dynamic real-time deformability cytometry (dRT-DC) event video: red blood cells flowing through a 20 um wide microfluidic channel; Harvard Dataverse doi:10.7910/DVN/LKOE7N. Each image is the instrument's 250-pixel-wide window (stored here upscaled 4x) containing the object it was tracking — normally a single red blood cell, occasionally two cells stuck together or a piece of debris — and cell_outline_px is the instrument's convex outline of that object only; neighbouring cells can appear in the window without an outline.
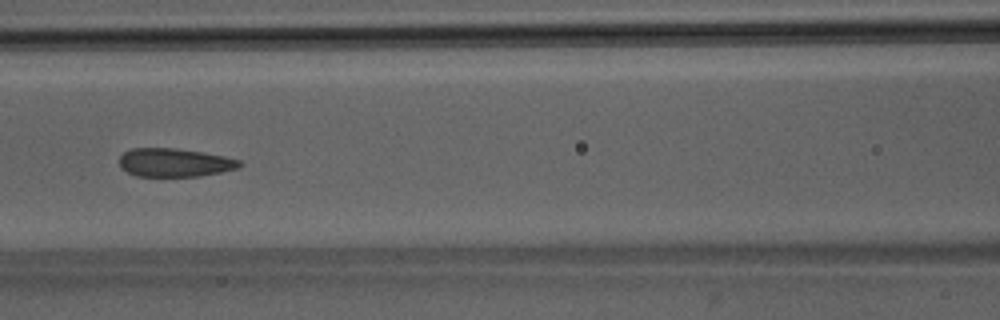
{"species": "Egyptian fruit bat (a non-hibernating species)", "species_latin": "Rousettus aegyptiacus", "temperature_condition": "room temperature", "stored_images_in_passage": 35, "camera_frame_rate_fps": 3000, "um_per_image_px": 0.085, "animal": {"sex": "male"}, "frame": {"image": 1, "passage_image": 11, "time_ms": 3.333, "image_size_px": [1000, 320], "cell_outline_px": [[244, 164], [240, 168], [200, 176], [136, 176], [120, 168], [120, 156], [124, 152], [132, 148], [176, 148], [224, 156], [240, 160]], "centroid_in_image_um": [14.85, 13.82], "position_along_channel_um": 151.7, "area_um2": 19.94}}
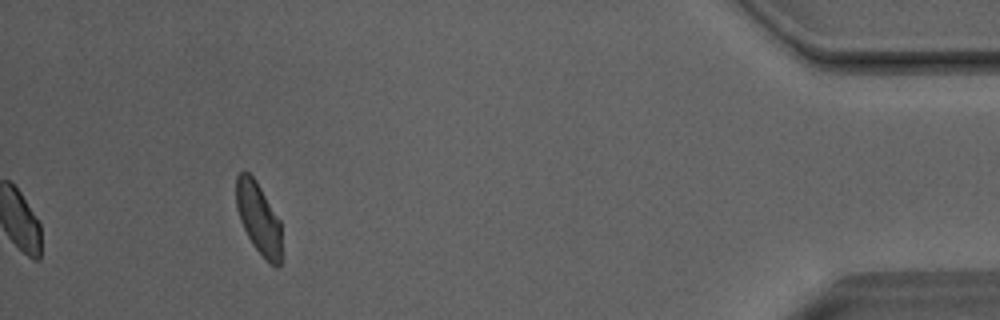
{"frame": {"image": 2, "passage_image": 35, "time_ms": 11.333, "image_size_px": [1000, 320], "cell_outline_px": [[280, 264], [276, 268], [268, 264], [252, 244], [240, 220], [236, 208], [236, 176], [244, 168], [256, 180], [280, 220]], "centroid_in_image_um": [21.96, 18.54], "position_along_channel_um": 413.2, "area_um2": 19.02}, "authors_computed_cell_mechanics": {"area_um2": 20.2878, "velocity_mm_per_s": 4.0435, "shape_relaxation_time_tau1_ms": 7.6114, "shape_relaxation_time_tau2_ms": 1.5014, "deformation_change_tau1": 0.1412, "deformation_change_tau2": 0.0487}}